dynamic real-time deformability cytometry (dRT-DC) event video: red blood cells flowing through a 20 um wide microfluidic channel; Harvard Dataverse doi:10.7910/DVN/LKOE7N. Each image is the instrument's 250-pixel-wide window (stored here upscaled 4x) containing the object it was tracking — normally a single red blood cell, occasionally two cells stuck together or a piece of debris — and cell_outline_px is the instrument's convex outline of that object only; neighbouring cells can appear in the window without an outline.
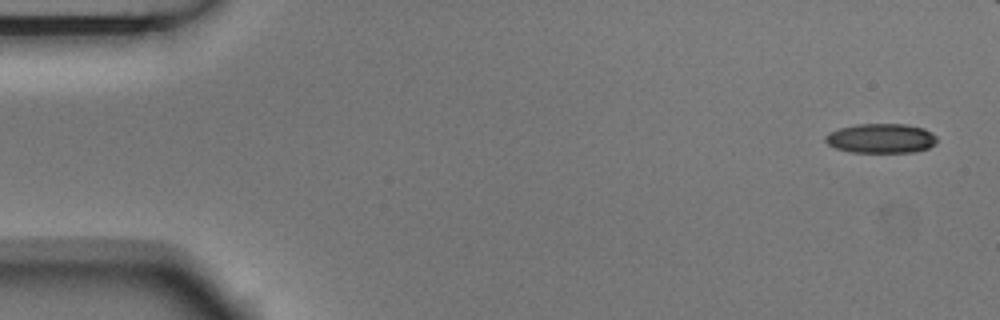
{"species": "Egyptian fruit bat (a non-hibernating species)", "species_latin": "Rousettus aegyptiacus", "temperature_condition": "room temperature", "stored_images_in_passage": 5, "camera_frame_rate_fps": 3000, "um_per_image_px": 0.085, "animal": {"sex": "male"}, "frame": {"image": 1, "passage_image": 1, "time_ms": 0.0, "image_size_px": [1000, 320], "cell_outline_px": [[936, 144], [928, 148], [916, 152], [848, 152], [836, 148], [828, 144], [824, 140], [824, 136], [828, 132], [840, 128], [856, 124], [904, 124], [924, 128], [932, 132], [936, 136]], "centroid_in_image_um": [74.88, 11.76], "position_along_channel_um": 10.1, "area_um2": 19.36}}